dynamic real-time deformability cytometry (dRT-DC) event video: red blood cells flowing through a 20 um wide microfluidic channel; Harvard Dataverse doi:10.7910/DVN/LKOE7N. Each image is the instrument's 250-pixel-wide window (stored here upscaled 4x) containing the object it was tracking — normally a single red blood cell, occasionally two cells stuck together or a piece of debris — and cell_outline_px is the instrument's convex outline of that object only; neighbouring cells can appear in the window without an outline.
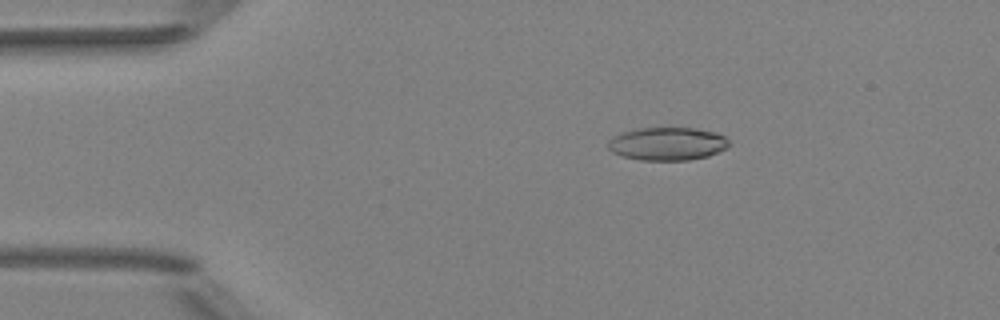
{"species": "Egyptian fruit bat (a non-hibernating species)", "species_latin": "Rousettus aegyptiacus", "temperature_condition": "room temperature", "stored_images_in_passage": 9, "camera_frame_rate_fps": 3000, "um_per_image_px": 0.085, "animal": {"sex": "female"}, "frame": {"image": 1, "passage_image": 3, "time_ms": 0.667, "image_size_px": [1000, 320], "cell_outline_px": [[732, 144], [720, 152], [708, 156], [688, 160], [640, 160], [624, 156], [612, 152], [608, 148], [608, 140], [612, 136], [620, 132], [636, 128], [696, 128], [716, 132], [724, 136]], "centroid_in_image_um": [56.73, 12.21], "position_along_channel_um": 28.3, "area_um2": 23.58}}